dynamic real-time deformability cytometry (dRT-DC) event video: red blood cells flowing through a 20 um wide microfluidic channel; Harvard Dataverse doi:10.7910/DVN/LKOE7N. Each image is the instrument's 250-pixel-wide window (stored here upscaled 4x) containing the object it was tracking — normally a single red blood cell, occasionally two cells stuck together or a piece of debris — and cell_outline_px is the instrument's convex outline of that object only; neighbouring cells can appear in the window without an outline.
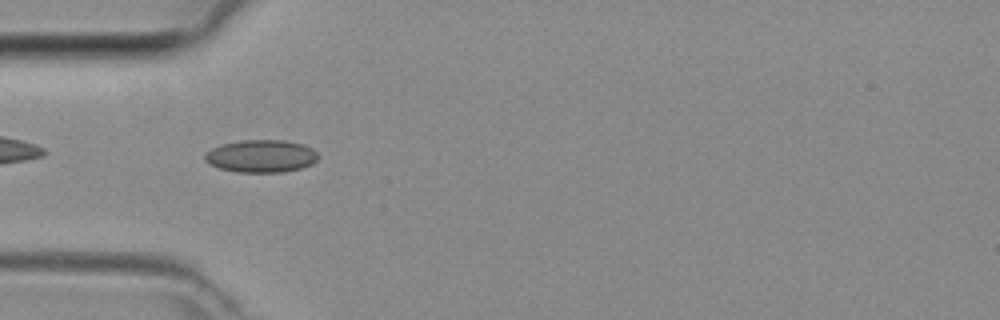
{"species": "common noctule bat (a hibernating species)", "species_latin": "Nyctalus noctula", "temperature_condition": "room temperature", "stored_images_in_passage": 9, "camera_frame_rate_fps": 3000, "um_per_image_px": 0.085, "animal": {"sex": "female", "body_mass_g": 29.2, "forearm_length_mm": 56.3}, "frame": {"image": 1, "passage_image": 2, "time_ms": 0.333, "image_size_px": [1000, 320], "cell_outline_px": [[320, 156], [312, 164], [300, 168], [284, 172], [236, 172], [220, 168], [208, 164], [204, 160], [204, 152], [220, 144], [244, 140], [284, 140], [304, 144], [312, 148]], "centroid_in_image_um": [22.18, 13.26], "position_along_channel_um": 62.8, "area_um2": 21.73}}
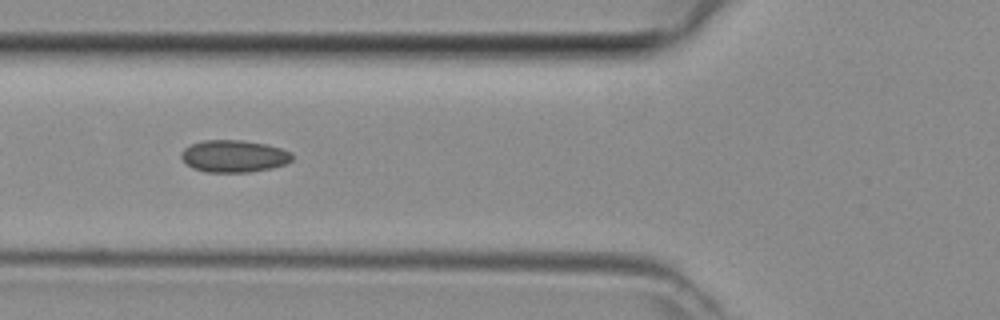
{"frame": {"image": 2, "passage_image": 5, "time_ms": 1.333, "image_size_px": [1000, 320], "cell_outline_px": [[292, 160], [284, 164], [272, 168], [248, 172], [204, 172], [192, 168], [180, 156], [180, 152], [184, 148], [192, 144], [204, 140], [244, 140], [268, 144], [292, 152]], "centroid_in_image_um": [19.88, 13.27], "position_along_channel_um": 105.9, "area_um2": 20.87}}